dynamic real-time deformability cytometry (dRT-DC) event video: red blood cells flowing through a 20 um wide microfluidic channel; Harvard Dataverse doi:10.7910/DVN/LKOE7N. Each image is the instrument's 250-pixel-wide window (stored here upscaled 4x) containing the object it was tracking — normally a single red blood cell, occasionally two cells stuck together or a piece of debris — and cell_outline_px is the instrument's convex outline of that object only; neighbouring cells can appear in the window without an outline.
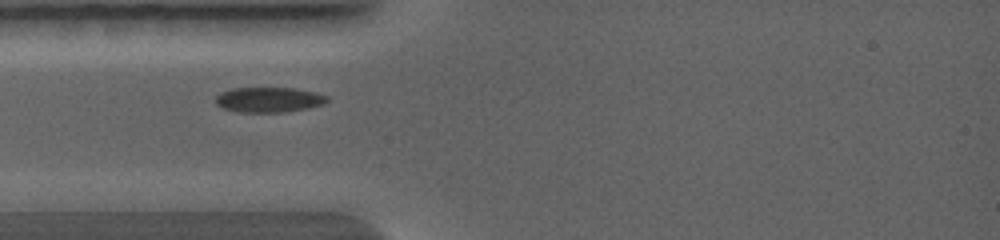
{"species": "common noctule bat (a hibernating species)", "species_latin": "Nyctalus noctula", "temperature_condition": "warm", "stored_images_in_passage": 24, "camera_frame_rate_fps": 5000, "um_per_image_px": 0.085, "animal": {"sex": "female", "body_mass_g": 19.0, "forearm_length_mm": 56.7}, "frame": {"image": 1, "passage_image": 1, "time_ms": 0.0, "image_size_px": [1000, 240], "cell_outline_px": [[328, 100], [324, 104], [308, 108], [280, 112], [244, 112], [224, 108], [216, 104], [216, 96], [220, 92], [232, 88], [296, 88], [316, 92], [328, 96]], "centroid_in_image_um": [22.87, 8.46], "position_along_channel_um": 62.1, "area_um2": 16.24}}
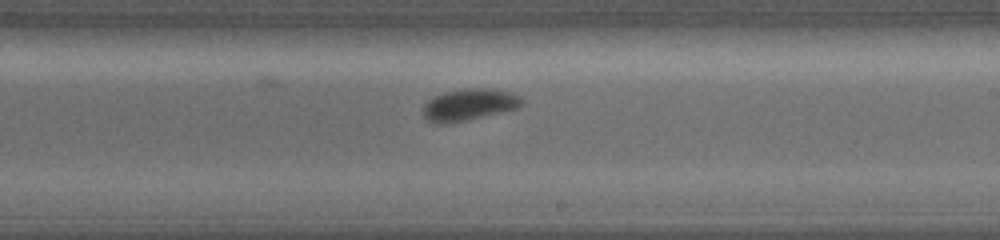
{"frame": {"image": 2, "passage_image": 11, "time_ms": 3.4, "image_size_px": [1000, 240], "cell_outline_px": [[524, 104], [516, 108], [460, 120], [428, 120], [424, 116], [424, 104], [428, 100], [444, 92], [464, 88], [492, 88], [512, 92], [520, 96], [524, 100]], "centroid_in_image_um": [39.96, 8.81], "position_along_channel_um": 249.0, "area_um2": 17.28}}
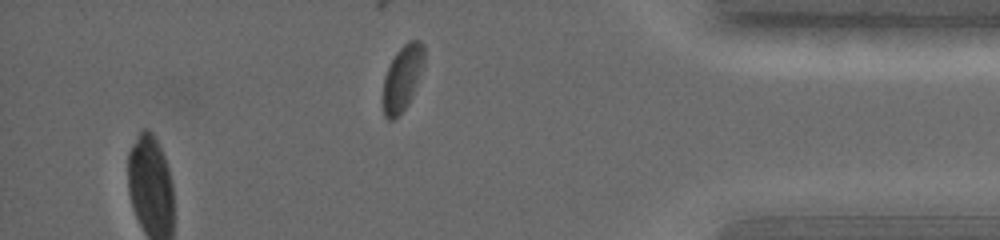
{"frame": {"image": 3, "passage_image": 21, "time_ms": 6.6, "image_size_px": [1000, 240], "cell_outline_px": [[424, 64], [412, 96], [408, 104], [392, 120], [384, 112], [384, 76], [396, 52], [408, 40], [420, 40], [424, 44]], "centroid_in_image_um": [34.24, 6.54], "position_along_channel_um": 401.0, "area_um2": 15.26}}